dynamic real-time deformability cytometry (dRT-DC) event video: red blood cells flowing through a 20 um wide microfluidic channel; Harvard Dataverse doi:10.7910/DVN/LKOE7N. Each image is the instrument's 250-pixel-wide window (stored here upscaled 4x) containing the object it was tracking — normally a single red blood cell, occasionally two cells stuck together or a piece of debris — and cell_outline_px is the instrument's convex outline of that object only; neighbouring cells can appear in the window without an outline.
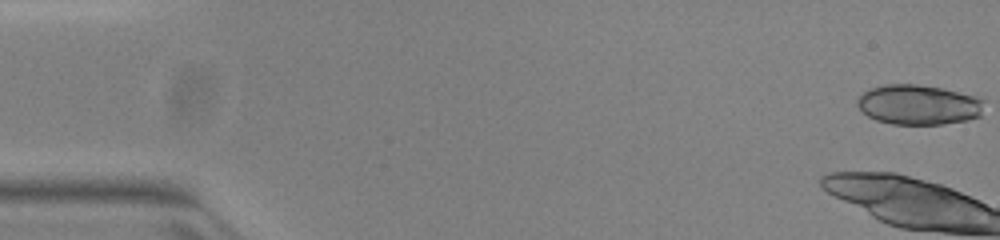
{"species": "common noctule bat (a hibernating species)", "species_latin": "Nyctalus noctula", "temperature_condition": "warm", "stored_images_in_passage": 16, "camera_frame_rate_fps": 3000, "um_per_image_px": 0.085, "animal": {"sex": "female", "body_mass_g": 23.0, "forearm_length_mm": 53.4}, "frame": {"image": 1, "passage_image": 1, "time_ms": 0.0, "image_size_px": [1000, 240], "cell_outline_px": [[984, 100], [980, 116], [968, 120], [944, 124], [892, 124], [876, 120], [868, 116], [856, 104], [856, 100], [868, 88], [884, 84], [920, 84], [944, 88], [976, 96]], "centroid_in_image_um": [78.07, 8.89], "position_along_channel_um": 6.9, "area_um2": 29.77}}